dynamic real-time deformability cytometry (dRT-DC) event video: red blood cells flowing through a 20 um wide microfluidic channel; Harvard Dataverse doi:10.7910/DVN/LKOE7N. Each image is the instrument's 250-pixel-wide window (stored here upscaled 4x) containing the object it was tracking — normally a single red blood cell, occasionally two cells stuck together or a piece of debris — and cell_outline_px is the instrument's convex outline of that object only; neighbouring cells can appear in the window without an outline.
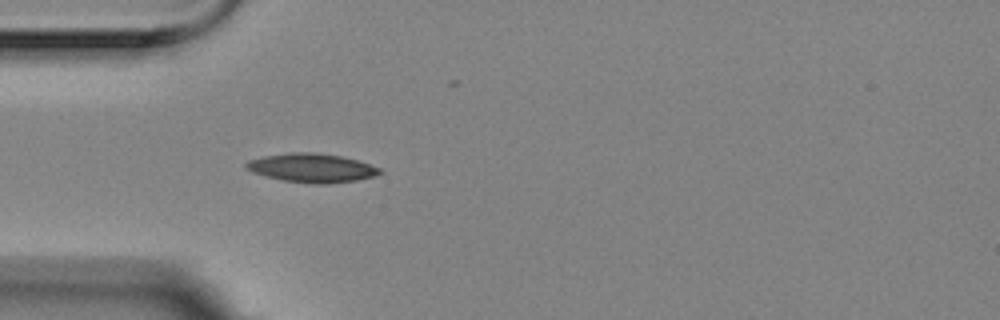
{"species": "Egyptian fruit bat (a non-hibernating species)", "species_latin": "Rousettus aegyptiacus", "temperature_condition": "room temperature", "stored_images_in_passage": 5, "camera_frame_rate_fps": 3000, "um_per_image_px": 0.085, "animal": {"sex": "female"}, "frame": {"image": 1, "passage_image": 5, "time_ms": 1.333, "image_size_px": [1000, 320], "cell_outline_px": [[384, 172], [376, 176], [356, 180], [328, 184], [312, 184], [284, 180], [252, 172], [244, 168], [244, 164], [248, 160], [264, 156], [292, 152], [316, 152], [340, 156], [356, 160], [380, 168]], "centroid_in_image_um": [26.5, 14.27], "position_along_channel_um": 58.5, "area_um2": 22.43}}